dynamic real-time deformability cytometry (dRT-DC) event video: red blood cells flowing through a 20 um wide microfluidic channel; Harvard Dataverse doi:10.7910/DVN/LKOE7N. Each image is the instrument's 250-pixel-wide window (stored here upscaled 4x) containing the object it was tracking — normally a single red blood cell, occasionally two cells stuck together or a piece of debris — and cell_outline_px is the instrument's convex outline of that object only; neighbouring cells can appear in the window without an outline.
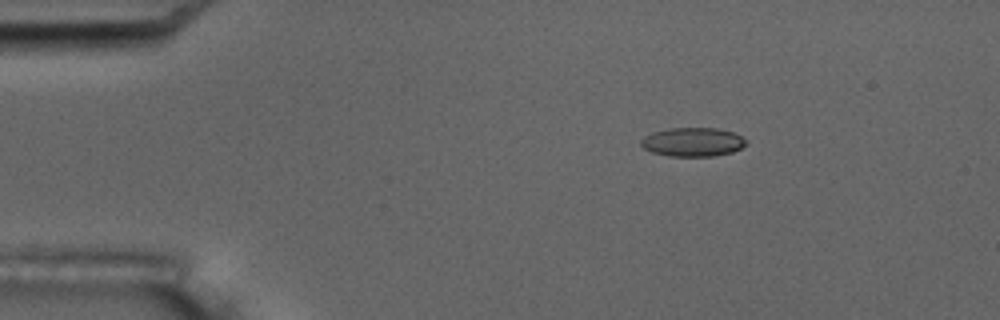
{"species": "common noctule bat (a hibernating species)", "species_latin": "Nyctalus noctula", "temperature_condition": "room temperature", "stored_images_in_passage": 6, "camera_frame_rate_fps": 3000, "um_per_image_px": 0.085, "animal": {"sex": "male", "body_mass_g": 17.5, "forearm_length_mm": 52.3}, "frame": {"image": 1, "passage_image": 3, "time_ms": 2.0, "image_size_px": [1000, 320], "cell_outline_px": [[748, 140], [740, 148], [732, 152], [716, 156], [668, 156], [652, 152], [644, 148], [640, 144], [640, 140], [644, 136], [652, 132], [672, 128], [716, 128], [732, 132]], "centroid_in_image_um": [58.86, 12.07], "position_along_channel_um": 26.1, "area_um2": 17.63}}